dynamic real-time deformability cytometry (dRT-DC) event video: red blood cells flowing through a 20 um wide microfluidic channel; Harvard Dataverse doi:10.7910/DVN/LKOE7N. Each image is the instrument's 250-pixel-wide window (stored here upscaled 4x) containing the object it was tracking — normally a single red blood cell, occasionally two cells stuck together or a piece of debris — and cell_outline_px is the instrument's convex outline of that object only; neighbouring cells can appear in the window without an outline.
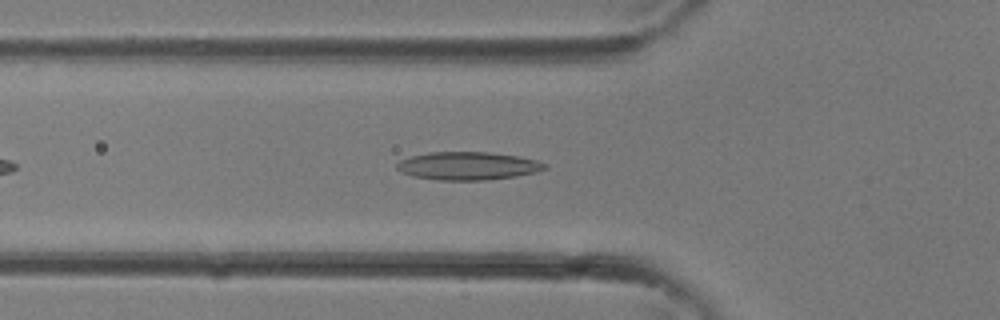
{"species": "common noctule bat (a hibernating species)", "species_latin": "Nyctalus noctula", "temperature_condition": "room temperature", "stored_images_in_passage": 26, "camera_frame_rate_fps": 3000, "um_per_image_px": 0.085, "animal": {"sex": "female"}, "frame": {"image": 1, "passage_image": 5, "time_ms": 1.333, "image_size_px": [1000, 320], "cell_outline_px": [[548, 168], [536, 172], [516, 176], [488, 180], [436, 180], [412, 176], [400, 172], [396, 168], [396, 164], [400, 160], [412, 156], [428, 152], [488, 152], [520, 156], [536, 160], [548, 164]], "centroid_in_image_um": [39.78, 14.1], "position_along_channel_um": 86.0, "area_um2": 24.39}}
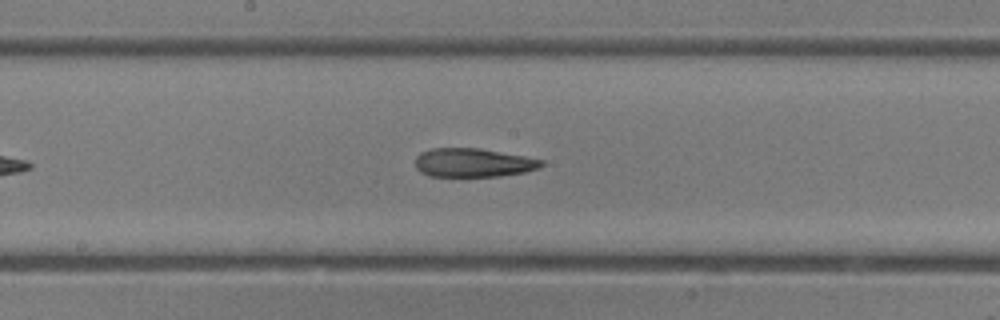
{"frame": {"image": 2, "passage_image": 11, "time_ms": 3.333, "image_size_px": [1000, 320], "cell_outline_px": [[544, 164], [540, 168], [524, 172], [500, 176], [428, 176], [420, 172], [416, 168], [416, 156], [420, 152], [432, 148], [480, 148], [524, 156], [544, 160]], "centroid_in_image_um": [40.22, 13.82], "position_along_channel_um": 208.0, "area_um2": 21.21}}
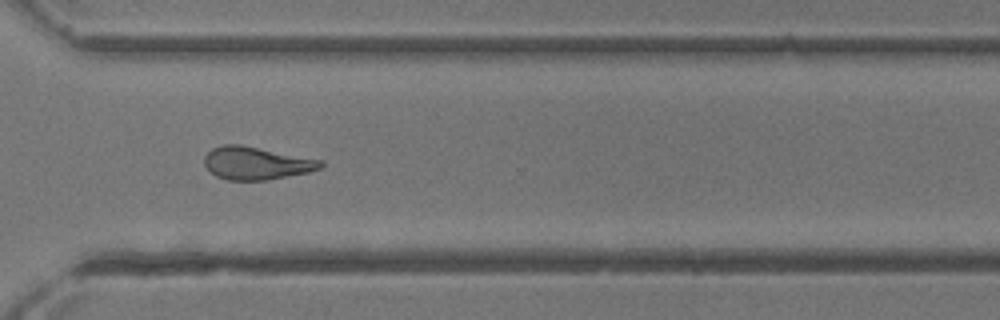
{"frame": {"image": 3, "passage_image": 18, "time_ms": 5.667, "image_size_px": [1000, 320], "cell_outline_px": [[324, 164], [320, 168], [308, 172], [268, 180], [228, 180], [216, 176], [204, 164], [204, 156], [212, 148], [224, 144], [240, 144], [324, 160]], "centroid_in_image_um": [21.8, 13.86], "position_along_channel_um": 348.8, "area_um2": 22.25}}